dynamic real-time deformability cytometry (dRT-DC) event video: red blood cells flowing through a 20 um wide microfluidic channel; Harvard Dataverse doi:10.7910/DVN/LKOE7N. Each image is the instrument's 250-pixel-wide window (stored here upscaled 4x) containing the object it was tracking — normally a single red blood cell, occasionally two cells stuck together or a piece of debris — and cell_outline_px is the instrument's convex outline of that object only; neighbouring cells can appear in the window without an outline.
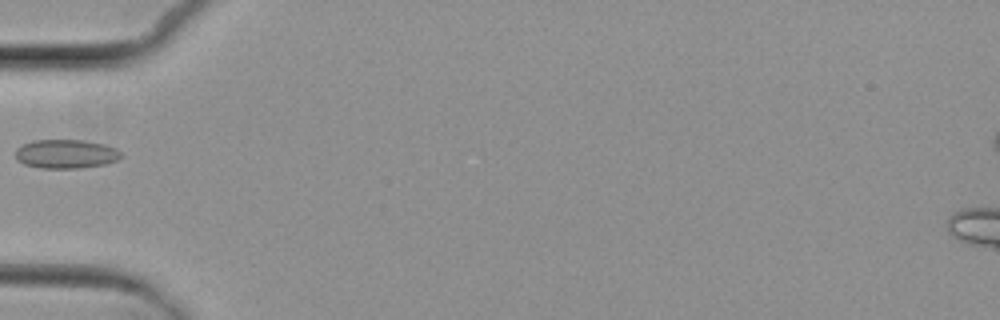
{"species": "common noctule bat (a hibernating species)", "species_latin": "Nyctalus noctula", "temperature_condition": "cold", "stored_images_in_passage": 2, "camera_frame_rate_fps": 3000, "um_per_image_px": 0.085, "animal": {"sex": "female", "body_mass_g": 29.2, "forearm_length_mm": 56.3}, "frame": {"image": 1, "passage_image": 2, "time_ms": 1.333, "image_size_px": [1000, 320], "cell_outline_px": [[124, 156], [116, 160], [104, 164], [80, 168], [40, 168], [24, 164], [16, 160], [16, 148], [32, 140], [84, 140], [104, 144], [116, 148]], "centroid_in_image_um": [5.6, 13.08], "position_along_channel_um": 79.4, "area_um2": 17.86}}